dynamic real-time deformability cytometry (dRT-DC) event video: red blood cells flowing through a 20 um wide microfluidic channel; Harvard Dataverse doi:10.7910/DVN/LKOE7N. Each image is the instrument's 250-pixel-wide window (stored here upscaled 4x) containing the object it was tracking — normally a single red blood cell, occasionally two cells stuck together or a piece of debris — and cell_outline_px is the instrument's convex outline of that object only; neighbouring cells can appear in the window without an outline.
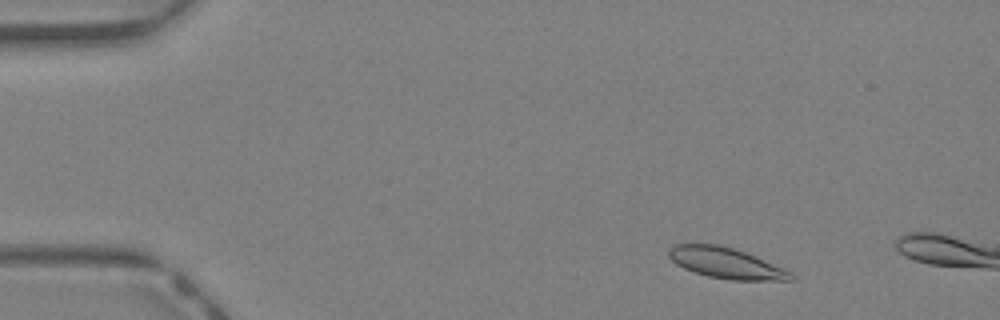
{"species": "Egyptian fruit bat (a non-hibernating species)", "species_latin": "Rousettus aegyptiacus", "temperature_condition": "warm", "stored_images_in_passage": 7, "camera_frame_rate_fps": 3000, "um_per_image_px": 0.085, "animal": {"sex": "female"}, "frame": {"image": 1, "passage_image": 4, "time_ms": 1.0, "image_size_px": [1000, 320], "cell_outline_px": [[796, 280], [732, 280], [708, 276], [692, 272], [676, 264], [668, 256], [668, 248], [672, 244], [720, 244], [756, 256], [784, 268], [792, 272], [796, 276]], "centroid_in_image_um": [61.71, 22.36], "position_along_channel_um": 23.3, "area_um2": 22.08}}